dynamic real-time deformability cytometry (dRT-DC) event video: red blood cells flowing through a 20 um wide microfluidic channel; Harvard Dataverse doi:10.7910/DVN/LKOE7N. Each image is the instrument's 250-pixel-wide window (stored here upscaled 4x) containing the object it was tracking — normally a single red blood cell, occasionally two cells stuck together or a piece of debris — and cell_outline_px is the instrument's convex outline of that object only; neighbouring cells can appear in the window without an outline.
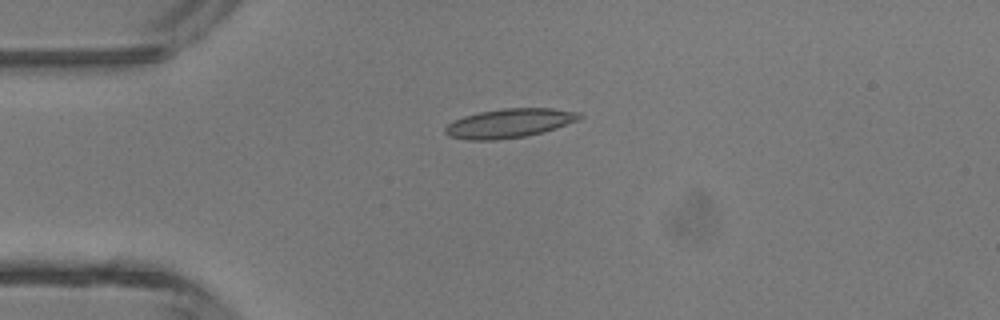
{"species": "common noctule bat (a hibernating species)", "species_latin": "Nyctalus noctula", "temperature_condition": "room temperature", "stored_images_in_passage": 2, "camera_frame_rate_fps": 3000, "um_per_image_px": 0.085, "animal": {"sex": "male", "body_mass_g": 13.3}, "frame": {"image": 1, "passage_image": 1, "time_ms": 0.0, "image_size_px": [1000, 320], "cell_outline_px": [[584, 116], [580, 120], [544, 132], [524, 136], [496, 140], [468, 140], [448, 136], [444, 132], [444, 128], [452, 120], [464, 116], [480, 112], [504, 108], [552, 108], [580, 112]], "centroid_in_image_um": [43.31, 10.47], "position_along_channel_um": 41.7, "area_um2": 22.95}}